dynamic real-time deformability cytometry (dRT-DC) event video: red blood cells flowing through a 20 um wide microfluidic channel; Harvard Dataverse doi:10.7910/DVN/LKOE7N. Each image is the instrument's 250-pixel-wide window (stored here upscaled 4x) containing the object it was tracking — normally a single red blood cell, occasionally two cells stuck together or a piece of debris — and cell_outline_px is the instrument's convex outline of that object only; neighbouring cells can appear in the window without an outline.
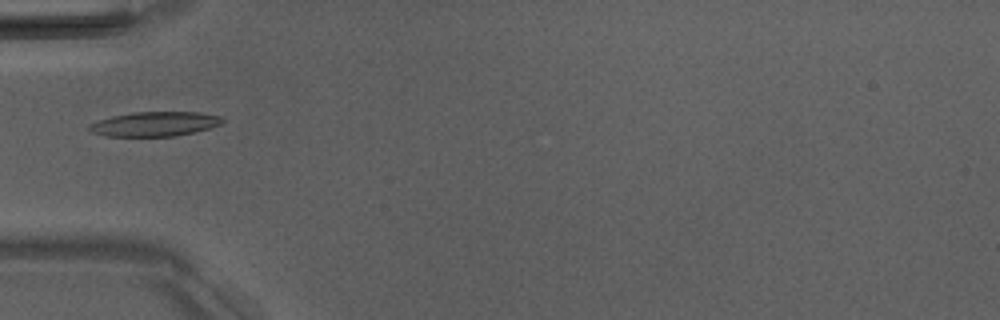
{"species": "Egyptian fruit bat (a non-hibernating species)", "species_latin": "Rousettus aegyptiacus", "temperature_condition": "room temperature", "stored_images_in_passage": 2, "camera_frame_rate_fps": 3000, "um_per_image_px": 0.085, "animal": {"sex": "male"}, "frame": {"image": 1, "passage_image": 2, "time_ms": 1.0, "image_size_px": [1000, 320], "cell_outline_px": [[224, 120], [220, 124], [208, 128], [176, 136], [108, 136], [92, 132], [88, 128], [88, 124], [112, 116], [136, 112], [200, 112], [220, 116]], "centroid_in_image_um": [13.14, 10.53], "position_along_channel_um": 71.9, "area_um2": 18.79}}